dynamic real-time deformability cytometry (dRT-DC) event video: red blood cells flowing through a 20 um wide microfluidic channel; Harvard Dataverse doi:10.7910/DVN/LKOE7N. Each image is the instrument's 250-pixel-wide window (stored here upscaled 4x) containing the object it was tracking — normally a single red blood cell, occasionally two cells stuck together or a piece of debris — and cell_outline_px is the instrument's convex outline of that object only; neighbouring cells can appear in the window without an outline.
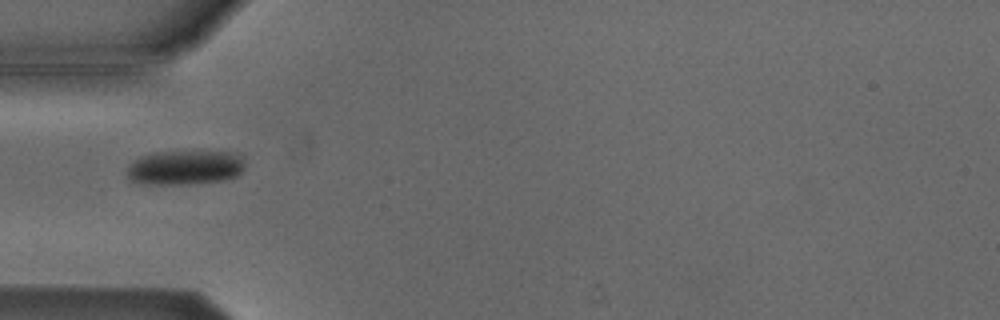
{"species": "Egyptian fruit bat (a non-hibernating species)", "species_latin": "Rousettus aegyptiacus", "temperature_condition": "cold", "stored_images_in_passage": 37, "camera_frame_rate_fps": 3000, "um_per_image_px": 0.085, "animal": {"sex": "male"}, "frame": {"image": 1, "passage_image": 1, "time_ms": 0.0, "image_size_px": [1000, 320], "cell_outline_px": [[244, 168], [236, 176], [224, 180], [192, 184], [140, 184], [132, 180], [128, 176], [128, 164], [140, 156], [156, 152], [196, 148], [236, 152], [244, 160]], "centroid_in_image_um": [15.77, 14.18], "position_along_channel_um": 69.2, "area_um2": 24.85}}
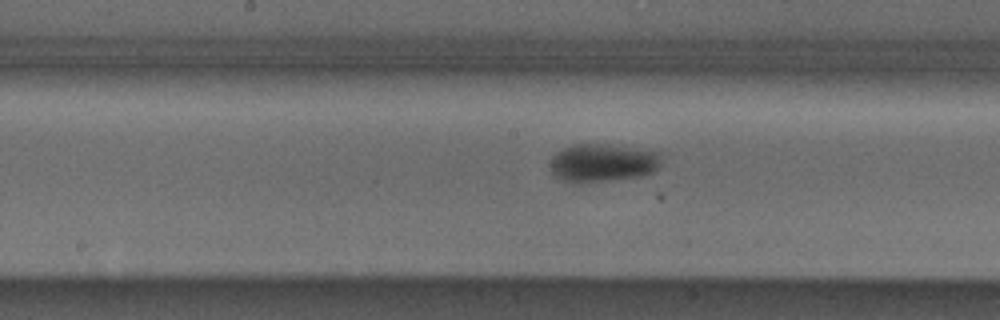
{"frame": {"image": 2, "passage_image": 11, "time_ms": 3.333, "image_size_px": [1000, 320], "cell_outline_px": [[660, 164], [652, 172], [640, 176], [580, 184], [576, 184], [560, 180], [552, 172], [548, 164], [552, 156], [556, 152], [572, 144], [600, 144], [660, 152]], "centroid_in_image_um": [51.14, 13.86], "position_along_channel_um": 197.1, "area_um2": 24.74}}
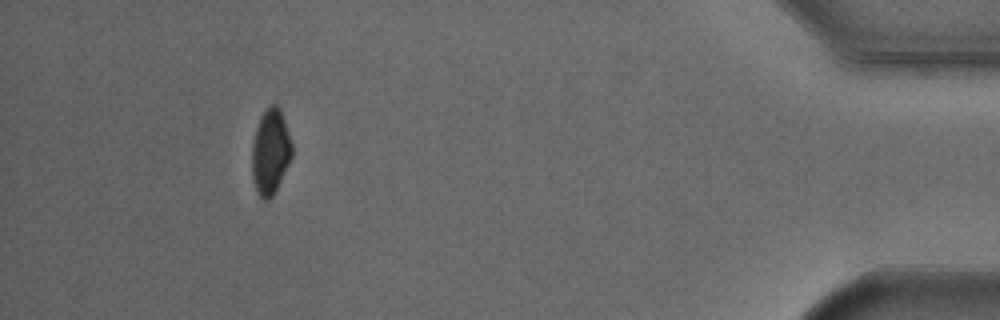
{"frame": {"image": 3, "passage_image": 33, "time_ms": 10.667, "image_size_px": [1000, 320], "cell_outline_px": [[292, 156], [272, 196], [268, 200], [264, 200], [256, 192], [252, 180], [252, 144], [256, 128], [260, 116], [272, 104], [276, 104], [280, 108], [292, 144]], "centroid_in_image_um": [22.97, 12.9], "position_along_channel_um": 412.2, "area_um2": 19.65}, "authors_computed_cell_mechanics": {"area_um2": 23.5246, "velocity_mm_per_s": 3.8264, "shape_relaxation_time_tau1_ms": 3.6504, "shape_relaxation_time_tau2_ms": null, "deformation_change_tau1": 0.102, "deformation_change_tau2": null}}